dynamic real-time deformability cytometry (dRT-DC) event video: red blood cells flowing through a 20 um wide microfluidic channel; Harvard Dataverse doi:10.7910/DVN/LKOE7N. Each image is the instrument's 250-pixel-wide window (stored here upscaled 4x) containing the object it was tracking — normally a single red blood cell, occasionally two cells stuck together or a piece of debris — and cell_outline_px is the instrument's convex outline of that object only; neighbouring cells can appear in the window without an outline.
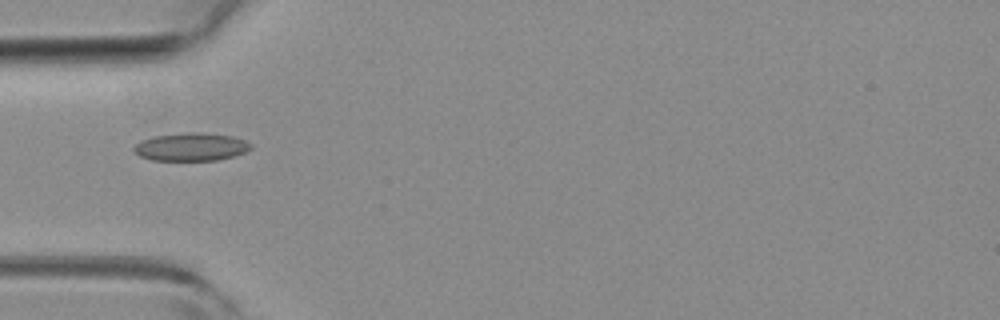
{"species": "common noctule bat (a hibernating species)", "species_latin": "Nyctalus noctula", "temperature_condition": "room temperature", "stored_images_in_passage": 5, "camera_frame_rate_fps": 3000, "um_per_image_px": 0.085, "animal": {"sex": "female", "body_mass_g": 19.3, "forearm_length_mm": 54.1}, "frame": {"image": 1, "passage_image": 5, "time_ms": 1.333, "image_size_px": [1000, 320], "cell_outline_px": [[252, 148], [244, 152], [232, 156], [216, 160], [152, 160], [140, 156], [132, 148], [140, 140], [152, 136], [192, 132], [204, 132], [232, 136], [244, 140], [252, 144]], "centroid_in_image_um": [16.23, 12.47], "position_along_channel_um": 68.8, "area_um2": 19.02}}